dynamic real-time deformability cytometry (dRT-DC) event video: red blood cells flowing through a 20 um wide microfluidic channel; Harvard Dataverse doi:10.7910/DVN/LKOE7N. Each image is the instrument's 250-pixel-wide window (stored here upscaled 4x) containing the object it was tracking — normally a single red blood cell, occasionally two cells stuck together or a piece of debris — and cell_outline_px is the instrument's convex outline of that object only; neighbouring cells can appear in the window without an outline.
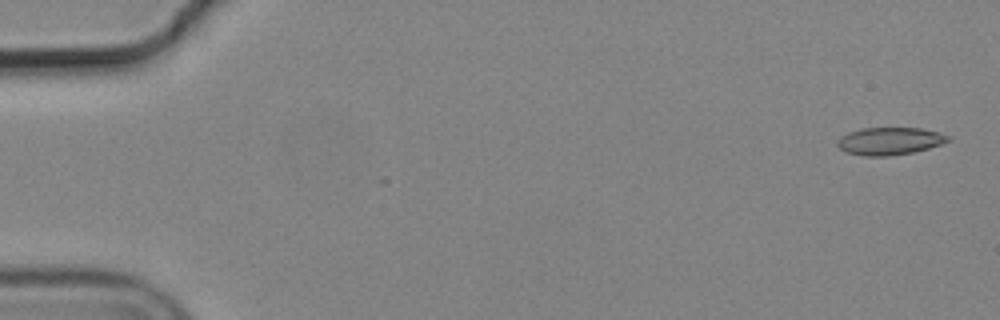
{"species": "common noctule bat (a hibernating species)", "species_latin": "Nyctalus noctula", "temperature_condition": "cold", "stored_images_in_passage": 4, "camera_frame_rate_fps": 3000, "um_per_image_px": 0.085, "animal": {"sex": "male", "body_mass_g": 19.2, "forearm_length_mm": 51.8}, "frame": {"image": 1, "passage_image": 1, "time_ms": 0.0, "image_size_px": [1000, 320], "cell_outline_px": [[952, 140], [928, 148], [912, 152], [888, 156], [864, 156], [844, 152], [836, 144], [836, 140], [848, 132], [860, 128], [920, 128], [940, 132], [952, 136]], "centroid_in_image_um": [75.62, 11.98], "position_along_channel_um": 9.4, "area_um2": 17.92}}